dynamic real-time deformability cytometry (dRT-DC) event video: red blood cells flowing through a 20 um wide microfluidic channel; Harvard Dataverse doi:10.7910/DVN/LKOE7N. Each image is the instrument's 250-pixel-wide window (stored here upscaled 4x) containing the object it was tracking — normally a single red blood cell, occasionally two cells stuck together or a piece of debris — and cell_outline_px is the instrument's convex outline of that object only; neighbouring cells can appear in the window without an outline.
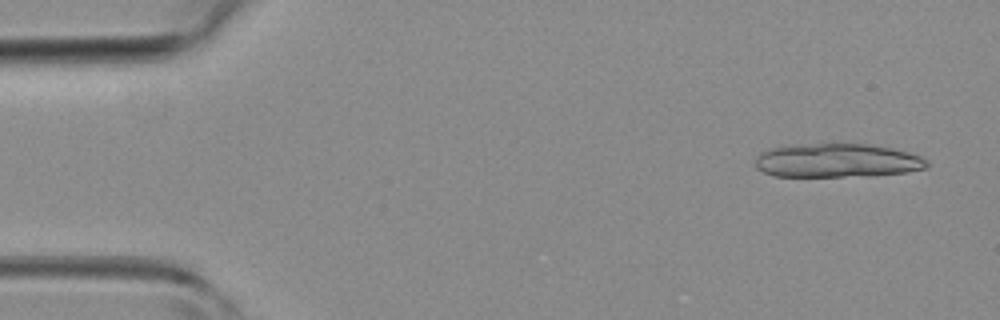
{"species": "common noctule bat (a hibernating species)", "species_latin": "Nyctalus noctula", "temperature_condition": "room temperature", "stored_images_in_passage": 6, "camera_frame_rate_fps": 3000, "um_per_image_px": 0.085, "animal": {"sex": "female", "body_mass_g": 19.3, "forearm_length_mm": 54.1}, "frame": {"image": 1, "passage_image": 2, "time_ms": 0.333, "image_size_px": [1000, 320], "cell_outline_px": [[928, 168], [908, 172], [844, 176], [772, 176], [756, 168], [756, 160], [760, 152], [772, 148], [816, 144], [864, 144], [892, 148], [908, 152], [920, 156], [928, 160]], "centroid_in_image_um": [71.18, 13.65], "position_along_channel_um": 13.8, "area_um2": 33.23}}